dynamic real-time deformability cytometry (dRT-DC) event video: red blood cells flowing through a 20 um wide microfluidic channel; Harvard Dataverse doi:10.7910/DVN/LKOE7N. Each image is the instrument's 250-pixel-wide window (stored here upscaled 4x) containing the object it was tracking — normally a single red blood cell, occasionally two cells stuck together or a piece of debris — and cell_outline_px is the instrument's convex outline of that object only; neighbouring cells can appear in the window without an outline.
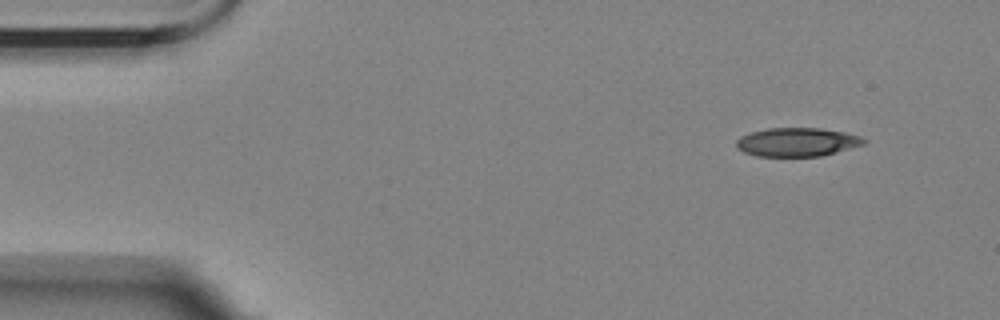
{"species": "Egyptian fruit bat (a non-hibernating species)", "species_latin": "Rousettus aegyptiacus", "temperature_condition": "room temperature", "stored_images_in_passage": 4, "camera_frame_rate_fps": 3000, "um_per_image_px": 0.085, "animal": {"sex": "female"}, "frame": {"image": 1, "passage_image": 1, "time_ms": 0.0, "image_size_px": [1000, 320], "cell_outline_px": [[868, 140], [864, 144], [836, 152], [820, 156], [756, 156], [744, 152], [736, 148], [736, 140], [740, 136], [752, 132], [768, 128], [820, 128], [844, 132], [860, 136]], "centroid_in_image_um": [67.74, 12.07], "position_along_channel_um": 17.3, "area_um2": 21.27}}
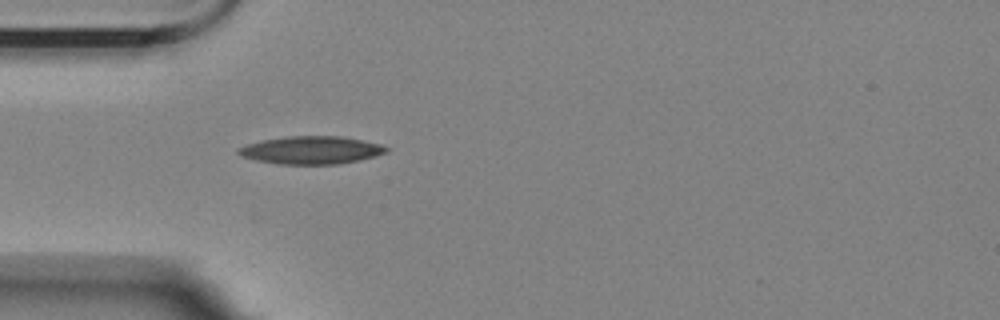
{"frame": {"image": 2, "passage_image": 4, "time_ms": 3.667, "image_size_px": [1000, 320], "cell_outline_px": [[388, 152], [376, 156], [360, 160], [340, 164], [280, 164], [256, 160], [240, 156], [236, 152], [236, 148], [260, 140], [288, 136], [340, 136], [380, 144], [388, 148]], "centroid_in_image_um": [26.43, 12.76], "position_along_channel_um": 58.6, "area_um2": 24.04}}